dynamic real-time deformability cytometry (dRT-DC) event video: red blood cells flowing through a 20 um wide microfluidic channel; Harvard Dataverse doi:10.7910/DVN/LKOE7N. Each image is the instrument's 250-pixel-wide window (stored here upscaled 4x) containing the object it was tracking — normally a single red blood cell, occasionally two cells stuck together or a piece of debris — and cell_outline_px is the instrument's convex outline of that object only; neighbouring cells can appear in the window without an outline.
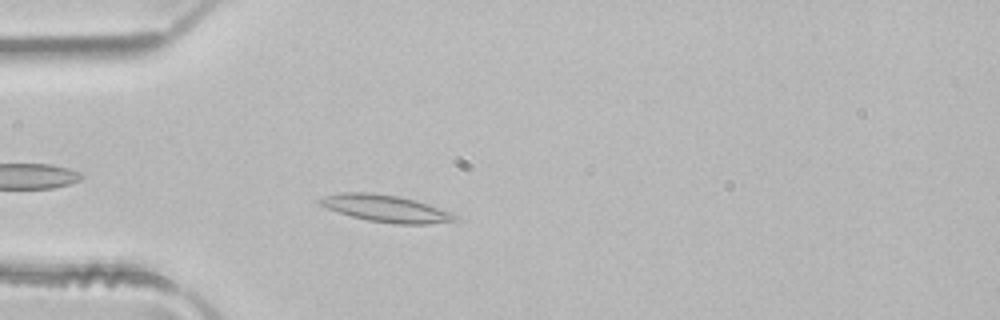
{"species": "common noctule bat (a hibernating species)", "species_latin": "Nyctalus noctula", "temperature_condition": "room temperature", "stored_images_in_passage": 4, "camera_frame_rate_fps": 3000, "um_per_image_px": 0.085, "animal": {"sex": "male", "body_mass_g": 21.5, "forearm_length_mm": 52.0}, "frame": {"image": 1, "passage_image": 4, "time_ms": 1.0, "image_size_px": [1000, 320], "cell_outline_px": [[460, 216], [456, 220], [428, 224], [396, 224], [368, 220], [352, 216], [328, 208], [320, 204], [316, 200], [324, 196], [340, 192], [372, 192], [396, 196], [412, 200]], "centroid_in_image_um": [32.73, 17.72], "position_along_channel_um": 52.3, "area_um2": 20.69}}